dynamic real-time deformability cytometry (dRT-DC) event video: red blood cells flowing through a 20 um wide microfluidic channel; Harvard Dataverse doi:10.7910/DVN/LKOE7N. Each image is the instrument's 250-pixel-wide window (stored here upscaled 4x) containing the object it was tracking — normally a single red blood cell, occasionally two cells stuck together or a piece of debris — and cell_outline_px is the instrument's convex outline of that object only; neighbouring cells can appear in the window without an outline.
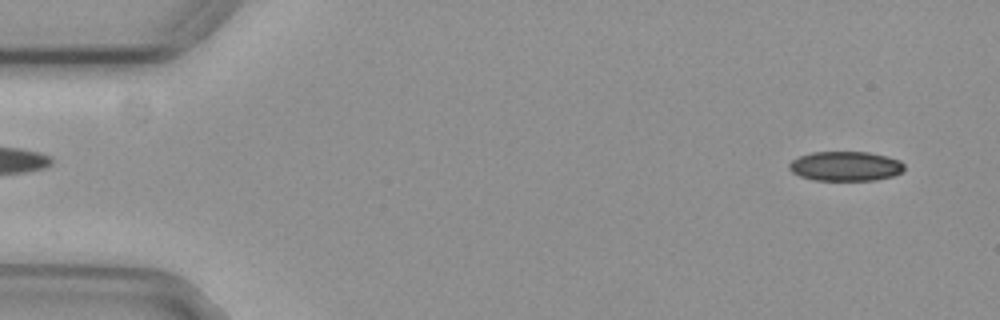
{"species": "common noctule bat (a hibernating species)", "species_latin": "Nyctalus noctula", "temperature_condition": "cold", "stored_images_in_passage": 27, "camera_frame_rate_fps": 3000, "um_per_image_px": 0.085, "animal": {"sex": "female", "body_mass_g": 29.2, "forearm_length_mm": 56.3}, "frame": {"image": 1, "passage_image": 3, "time_ms": 0.667, "image_size_px": [1000, 320], "cell_outline_px": [[904, 168], [900, 172], [892, 176], [876, 180], [816, 180], [800, 176], [792, 172], [788, 168], [788, 164], [792, 160], [800, 156], [812, 152], [868, 152], [888, 156], [900, 160], [904, 164]], "centroid_in_image_um": [71.86, 14.12], "position_along_channel_um": 13.1, "area_um2": 19.83}}
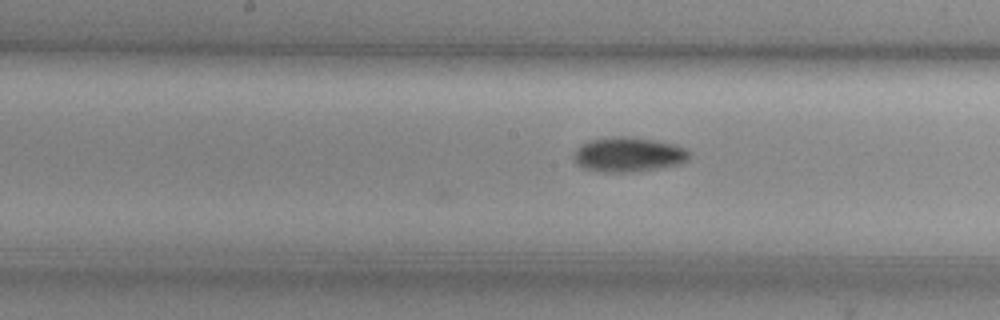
{"frame": {"image": 2, "passage_image": 27, "time_ms": 8.667, "image_size_px": [1000, 320], "cell_outline_px": [[692, 152], [688, 160], [680, 164], [656, 168], [628, 172], [604, 172], [584, 168], [572, 156], [576, 148], [580, 144], [588, 140], [612, 136], [632, 136], [676, 144], [688, 148]], "centroid_in_image_um": [53.45, 13.11], "position_along_channel_um": 194.7, "area_um2": 23.58}}